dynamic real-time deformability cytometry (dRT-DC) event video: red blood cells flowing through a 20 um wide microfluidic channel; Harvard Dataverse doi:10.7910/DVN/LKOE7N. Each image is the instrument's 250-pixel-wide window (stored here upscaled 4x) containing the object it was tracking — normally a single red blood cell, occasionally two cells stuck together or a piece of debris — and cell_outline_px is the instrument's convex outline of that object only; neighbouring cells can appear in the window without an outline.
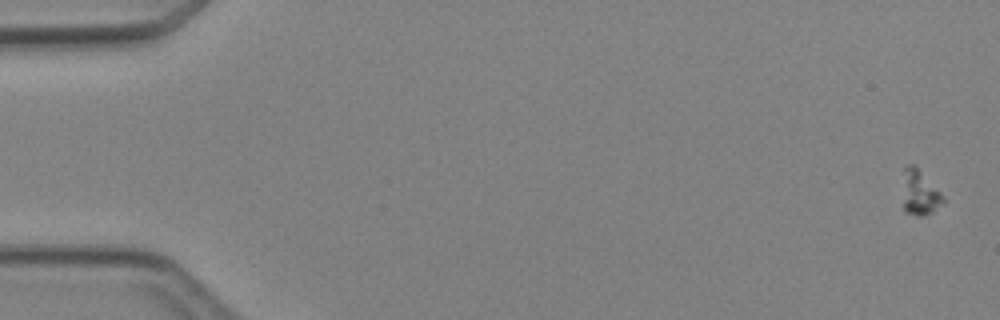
{"species": "Egyptian fruit bat (a non-hibernating species)", "species_latin": "Rousettus aegyptiacus", "temperature_condition": "cold", "stored_images_in_passage": 6, "camera_frame_rate_fps": 3000, "um_per_image_px": 0.085, "animal": {"sex": "female"}, "frame": {"image": 1, "passage_image": 1, "time_ms": 0.0, "image_size_px": [1000, 320], "cell_outline_px": [[944, 200], [932, 212], [924, 216], [920, 216], [904, 212], [904, 164], [916, 164], [940, 192]], "centroid_in_image_um": [78.16, 16.34], "position_along_channel_um": 6.8, "area_um2": 10.46}}